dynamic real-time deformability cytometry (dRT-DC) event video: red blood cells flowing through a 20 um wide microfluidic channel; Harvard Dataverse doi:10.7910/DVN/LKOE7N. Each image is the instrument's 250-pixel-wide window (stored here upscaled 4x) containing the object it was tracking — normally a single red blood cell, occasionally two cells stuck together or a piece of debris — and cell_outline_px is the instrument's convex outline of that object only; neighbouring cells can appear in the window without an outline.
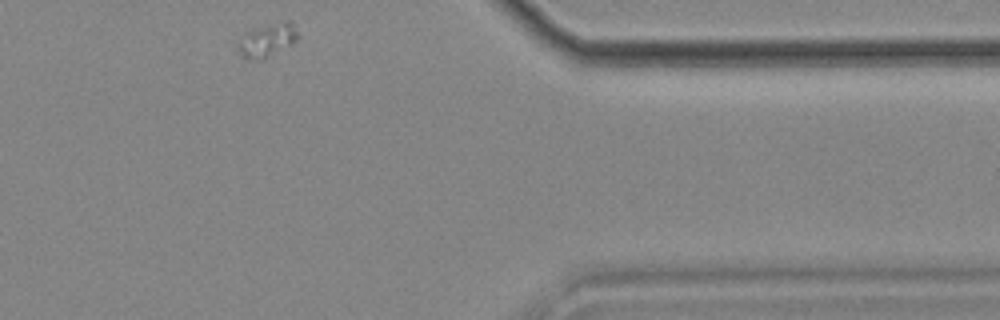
{"species": "common noctule bat (a hibernating species)", "species_latin": "Nyctalus noctula", "temperature_condition": "cold", "stored_images_in_passage": 35, "camera_frame_rate_fps": 3000, "um_per_image_px": 0.085, "animal": {"sex": "female", "body_mass_g": 18.4}, "frame": {"image": 1, "passage_image": 35, "time_ms": 11.333, "image_size_px": [1000, 320], "cell_outline_px": [[300, 36], [296, 40], [264, 60], [244, 60], [240, 56], [240, 44], [248, 32], [284, 20], [288, 20], [292, 24]], "centroid_in_image_um": [22.76, 3.46], "position_along_channel_um": 388.6, "area_um2": 11.1}}